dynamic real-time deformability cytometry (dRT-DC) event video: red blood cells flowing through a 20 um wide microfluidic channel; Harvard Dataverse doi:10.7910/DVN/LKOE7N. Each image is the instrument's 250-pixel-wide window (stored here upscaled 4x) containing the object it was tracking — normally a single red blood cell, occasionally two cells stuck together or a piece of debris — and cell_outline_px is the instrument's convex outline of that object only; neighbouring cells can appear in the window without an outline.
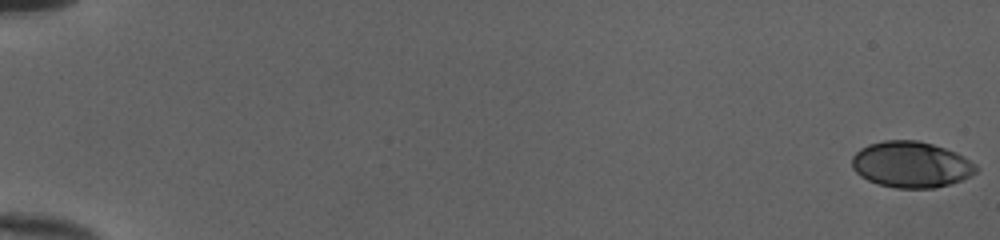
{"species": "human", "species_latin": "Homo sapiens", "temperature_condition": "cold", "stored_images_in_passage": 53, "camera_frame_rate_fps": 3000, "um_per_image_px": 0.085, "donor": {"sex": "female"}, "frame": {"image": 1, "passage_image": 1, "time_ms": 0.0, "image_size_px": [1000, 240], "cell_outline_px": [[980, 168], [972, 176], [936, 188], [896, 188], [880, 184], [868, 180], [860, 176], [852, 168], [852, 156], [860, 148], [868, 144], [884, 140], [916, 140], [932, 144], [956, 152], [964, 156], [976, 164]], "centroid_in_image_um": [77.45, 13.98], "position_along_channel_um": 7.5, "area_um2": 33.47}}
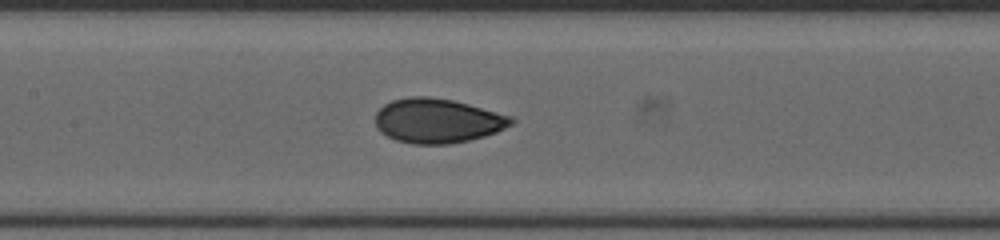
{"frame": {"image": 2, "passage_image": 28, "time_ms": 9.0, "image_size_px": [1000, 240], "cell_outline_px": [[516, 120], [512, 124], [496, 132], [484, 136], [468, 140], [448, 144], [412, 144], [396, 140], [380, 132], [376, 128], [376, 112], [384, 104], [392, 100], [412, 96], [428, 96], [452, 100], [468, 104], [512, 116]], "centroid_in_image_um": [37.17, 10.26], "position_along_channel_um": 170.2, "area_um2": 35.2}}
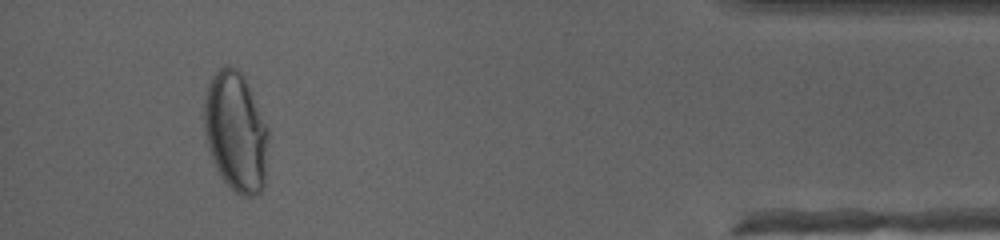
{"frame": {"image": 3, "passage_image": 50, "time_ms": 16.333, "image_size_px": [1000, 240], "cell_outline_px": [[268, 140], [264, 184], [260, 192], [256, 196], [240, 196], [220, 176], [204, 144], [204, 100], [212, 76], [224, 64], [228, 64], [236, 68], [244, 76], [248, 84], [268, 128]], "centroid_in_image_um": [20.02, 11.21], "position_along_channel_um": 415.2, "area_um2": 45.14}, "authors_computed_cell_mechanics": {"area_um2": 34.5066, "velocity_mm_per_s": 4.009, "shape_relaxation_time_tau1_ms": 7.4172, "shape_relaxation_time_tau2_ms": null, "deformation_change_tau1": 0.2281, "deformation_change_tau2": null}}